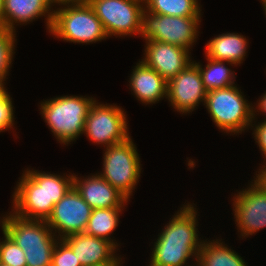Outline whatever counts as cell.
<instances>
[{"mask_svg": "<svg viewBox=\"0 0 266 266\" xmlns=\"http://www.w3.org/2000/svg\"><path fill=\"white\" fill-rule=\"evenodd\" d=\"M254 180L258 185H260L266 191V166L261 169L260 173L257 174Z\"/></svg>", "mask_w": 266, "mask_h": 266, "instance_id": "30", "label": "cell"}, {"mask_svg": "<svg viewBox=\"0 0 266 266\" xmlns=\"http://www.w3.org/2000/svg\"><path fill=\"white\" fill-rule=\"evenodd\" d=\"M58 246L55 245L51 266H82L72 249L60 239Z\"/></svg>", "mask_w": 266, "mask_h": 266, "instance_id": "27", "label": "cell"}, {"mask_svg": "<svg viewBox=\"0 0 266 266\" xmlns=\"http://www.w3.org/2000/svg\"><path fill=\"white\" fill-rule=\"evenodd\" d=\"M2 220V230L21 249L56 245L57 243L54 239L55 233H52L45 220L24 219L14 214L4 217Z\"/></svg>", "mask_w": 266, "mask_h": 266, "instance_id": "14", "label": "cell"}, {"mask_svg": "<svg viewBox=\"0 0 266 266\" xmlns=\"http://www.w3.org/2000/svg\"><path fill=\"white\" fill-rule=\"evenodd\" d=\"M0 27H4V0H0Z\"/></svg>", "mask_w": 266, "mask_h": 266, "instance_id": "33", "label": "cell"}, {"mask_svg": "<svg viewBox=\"0 0 266 266\" xmlns=\"http://www.w3.org/2000/svg\"><path fill=\"white\" fill-rule=\"evenodd\" d=\"M49 32L74 43H92L108 37L101 20L88 2L54 10Z\"/></svg>", "mask_w": 266, "mask_h": 266, "instance_id": "4", "label": "cell"}, {"mask_svg": "<svg viewBox=\"0 0 266 266\" xmlns=\"http://www.w3.org/2000/svg\"><path fill=\"white\" fill-rule=\"evenodd\" d=\"M49 0H4V27L14 31V22H28L48 13L47 26L50 31L54 12H48ZM18 21V22H17Z\"/></svg>", "mask_w": 266, "mask_h": 266, "instance_id": "18", "label": "cell"}, {"mask_svg": "<svg viewBox=\"0 0 266 266\" xmlns=\"http://www.w3.org/2000/svg\"><path fill=\"white\" fill-rule=\"evenodd\" d=\"M262 1V5L264 6V10H265V13H266V0H261Z\"/></svg>", "mask_w": 266, "mask_h": 266, "instance_id": "36", "label": "cell"}, {"mask_svg": "<svg viewBox=\"0 0 266 266\" xmlns=\"http://www.w3.org/2000/svg\"><path fill=\"white\" fill-rule=\"evenodd\" d=\"M5 240L0 242V263L7 266H26L24 251L3 231Z\"/></svg>", "mask_w": 266, "mask_h": 266, "instance_id": "24", "label": "cell"}, {"mask_svg": "<svg viewBox=\"0 0 266 266\" xmlns=\"http://www.w3.org/2000/svg\"><path fill=\"white\" fill-rule=\"evenodd\" d=\"M197 264L199 266H247L242 257L217 240L211 243L202 242L197 254Z\"/></svg>", "mask_w": 266, "mask_h": 266, "instance_id": "20", "label": "cell"}, {"mask_svg": "<svg viewBox=\"0 0 266 266\" xmlns=\"http://www.w3.org/2000/svg\"><path fill=\"white\" fill-rule=\"evenodd\" d=\"M147 9L153 14L177 16V17H200V7L197 0H145Z\"/></svg>", "mask_w": 266, "mask_h": 266, "instance_id": "22", "label": "cell"}, {"mask_svg": "<svg viewBox=\"0 0 266 266\" xmlns=\"http://www.w3.org/2000/svg\"><path fill=\"white\" fill-rule=\"evenodd\" d=\"M237 226L242 236L252 235L266 226V191L255 181L234 198Z\"/></svg>", "mask_w": 266, "mask_h": 266, "instance_id": "12", "label": "cell"}, {"mask_svg": "<svg viewBox=\"0 0 266 266\" xmlns=\"http://www.w3.org/2000/svg\"><path fill=\"white\" fill-rule=\"evenodd\" d=\"M62 240L72 249L82 266L101 265L117 260L113 253L116 246L105 239L82 232Z\"/></svg>", "mask_w": 266, "mask_h": 266, "instance_id": "15", "label": "cell"}, {"mask_svg": "<svg viewBox=\"0 0 266 266\" xmlns=\"http://www.w3.org/2000/svg\"><path fill=\"white\" fill-rule=\"evenodd\" d=\"M92 208L84 201L80 193L72 186L54 205L51 215L46 220L50 229L60 231L61 239L85 232ZM53 228V229H52ZM57 229V230H56Z\"/></svg>", "mask_w": 266, "mask_h": 266, "instance_id": "10", "label": "cell"}, {"mask_svg": "<svg viewBox=\"0 0 266 266\" xmlns=\"http://www.w3.org/2000/svg\"><path fill=\"white\" fill-rule=\"evenodd\" d=\"M120 264V259L118 258L116 261L114 262H107L101 265H95V266H119Z\"/></svg>", "mask_w": 266, "mask_h": 266, "instance_id": "34", "label": "cell"}, {"mask_svg": "<svg viewBox=\"0 0 266 266\" xmlns=\"http://www.w3.org/2000/svg\"><path fill=\"white\" fill-rule=\"evenodd\" d=\"M207 60L209 63L206 65V69H202L199 63H195L199 67L205 90L211 91L233 86V77H235L233 74L234 72H231L230 69L224 66V61L215 60L209 57H207Z\"/></svg>", "mask_w": 266, "mask_h": 266, "instance_id": "23", "label": "cell"}, {"mask_svg": "<svg viewBox=\"0 0 266 266\" xmlns=\"http://www.w3.org/2000/svg\"><path fill=\"white\" fill-rule=\"evenodd\" d=\"M246 46V38L239 34L227 33L210 40L205 49L209 58L239 64L246 54Z\"/></svg>", "mask_w": 266, "mask_h": 266, "instance_id": "19", "label": "cell"}, {"mask_svg": "<svg viewBox=\"0 0 266 266\" xmlns=\"http://www.w3.org/2000/svg\"><path fill=\"white\" fill-rule=\"evenodd\" d=\"M122 207L92 209L89 221L85 228L88 235L102 238L117 245L108 237L118 226L119 212ZM110 238V239H109Z\"/></svg>", "mask_w": 266, "mask_h": 266, "instance_id": "21", "label": "cell"}, {"mask_svg": "<svg viewBox=\"0 0 266 266\" xmlns=\"http://www.w3.org/2000/svg\"><path fill=\"white\" fill-rule=\"evenodd\" d=\"M2 82H3V79L0 78V97L6 93L5 88H4V84Z\"/></svg>", "mask_w": 266, "mask_h": 266, "instance_id": "35", "label": "cell"}, {"mask_svg": "<svg viewBox=\"0 0 266 266\" xmlns=\"http://www.w3.org/2000/svg\"><path fill=\"white\" fill-rule=\"evenodd\" d=\"M106 34H141L144 7L141 0H88Z\"/></svg>", "mask_w": 266, "mask_h": 266, "instance_id": "8", "label": "cell"}, {"mask_svg": "<svg viewBox=\"0 0 266 266\" xmlns=\"http://www.w3.org/2000/svg\"><path fill=\"white\" fill-rule=\"evenodd\" d=\"M103 165L100 176L128 199L141 172L139 154L131 138L107 147Z\"/></svg>", "mask_w": 266, "mask_h": 266, "instance_id": "6", "label": "cell"}, {"mask_svg": "<svg viewBox=\"0 0 266 266\" xmlns=\"http://www.w3.org/2000/svg\"><path fill=\"white\" fill-rule=\"evenodd\" d=\"M13 105L10 95L6 92L0 97V132L13 125Z\"/></svg>", "mask_w": 266, "mask_h": 266, "instance_id": "28", "label": "cell"}, {"mask_svg": "<svg viewBox=\"0 0 266 266\" xmlns=\"http://www.w3.org/2000/svg\"><path fill=\"white\" fill-rule=\"evenodd\" d=\"M14 32L0 27V78L5 79L11 64L14 49Z\"/></svg>", "mask_w": 266, "mask_h": 266, "instance_id": "25", "label": "cell"}, {"mask_svg": "<svg viewBox=\"0 0 266 266\" xmlns=\"http://www.w3.org/2000/svg\"><path fill=\"white\" fill-rule=\"evenodd\" d=\"M146 44V58L142 61L167 82L193 63L188 49L160 41H147Z\"/></svg>", "mask_w": 266, "mask_h": 266, "instance_id": "13", "label": "cell"}, {"mask_svg": "<svg viewBox=\"0 0 266 266\" xmlns=\"http://www.w3.org/2000/svg\"><path fill=\"white\" fill-rule=\"evenodd\" d=\"M199 19L153 14L144 9L141 35L146 41H160L189 50L197 36Z\"/></svg>", "mask_w": 266, "mask_h": 266, "instance_id": "7", "label": "cell"}, {"mask_svg": "<svg viewBox=\"0 0 266 266\" xmlns=\"http://www.w3.org/2000/svg\"><path fill=\"white\" fill-rule=\"evenodd\" d=\"M206 94L199 67L194 62L168 81L167 98L182 113L193 111L201 101L205 104Z\"/></svg>", "mask_w": 266, "mask_h": 266, "instance_id": "11", "label": "cell"}, {"mask_svg": "<svg viewBox=\"0 0 266 266\" xmlns=\"http://www.w3.org/2000/svg\"><path fill=\"white\" fill-rule=\"evenodd\" d=\"M259 110L266 113V93L263 95L261 100H259L258 106Z\"/></svg>", "mask_w": 266, "mask_h": 266, "instance_id": "32", "label": "cell"}, {"mask_svg": "<svg viewBox=\"0 0 266 266\" xmlns=\"http://www.w3.org/2000/svg\"><path fill=\"white\" fill-rule=\"evenodd\" d=\"M255 132V139L260 147V151L264 154L266 158V121L260 123L256 126Z\"/></svg>", "mask_w": 266, "mask_h": 266, "instance_id": "29", "label": "cell"}, {"mask_svg": "<svg viewBox=\"0 0 266 266\" xmlns=\"http://www.w3.org/2000/svg\"><path fill=\"white\" fill-rule=\"evenodd\" d=\"M73 186L68 178L37 171H26L14 192L15 215L24 219L47 220L54 205Z\"/></svg>", "mask_w": 266, "mask_h": 266, "instance_id": "1", "label": "cell"}, {"mask_svg": "<svg viewBox=\"0 0 266 266\" xmlns=\"http://www.w3.org/2000/svg\"><path fill=\"white\" fill-rule=\"evenodd\" d=\"M95 100L62 96L41 103L45 121L59 141L68 144L84 132L85 120Z\"/></svg>", "mask_w": 266, "mask_h": 266, "instance_id": "3", "label": "cell"}, {"mask_svg": "<svg viewBox=\"0 0 266 266\" xmlns=\"http://www.w3.org/2000/svg\"><path fill=\"white\" fill-rule=\"evenodd\" d=\"M124 111L118 106L98 105L96 100L88 111L84 132L94 143L106 147L126 141L128 133Z\"/></svg>", "mask_w": 266, "mask_h": 266, "instance_id": "9", "label": "cell"}, {"mask_svg": "<svg viewBox=\"0 0 266 266\" xmlns=\"http://www.w3.org/2000/svg\"><path fill=\"white\" fill-rule=\"evenodd\" d=\"M196 213L191 204L177 212L155 242L150 266H183L194 254L197 259L202 242L198 241Z\"/></svg>", "mask_w": 266, "mask_h": 266, "instance_id": "2", "label": "cell"}, {"mask_svg": "<svg viewBox=\"0 0 266 266\" xmlns=\"http://www.w3.org/2000/svg\"><path fill=\"white\" fill-rule=\"evenodd\" d=\"M130 80L131 89L144 103H155L160 98H167L168 82L143 61L135 66Z\"/></svg>", "mask_w": 266, "mask_h": 266, "instance_id": "17", "label": "cell"}, {"mask_svg": "<svg viewBox=\"0 0 266 266\" xmlns=\"http://www.w3.org/2000/svg\"><path fill=\"white\" fill-rule=\"evenodd\" d=\"M87 1L88 0H49V2H50V5L52 4V3H59V5H60V3H61V5L63 4V5H66L67 6V4L70 6H72V5H81V4H84V3H87ZM71 3V4H70Z\"/></svg>", "mask_w": 266, "mask_h": 266, "instance_id": "31", "label": "cell"}, {"mask_svg": "<svg viewBox=\"0 0 266 266\" xmlns=\"http://www.w3.org/2000/svg\"><path fill=\"white\" fill-rule=\"evenodd\" d=\"M73 186L92 209L123 207L128 200L100 175L83 181L73 175Z\"/></svg>", "mask_w": 266, "mask_h": 266, "instance_id": "16", "label": "cell"}, {"mask_svg": "<svg viewBox=\"0 0 266 266\" xmlns=\"http://www.w3.org/2000/svg\"><path fill=\"white\" fill-rule=\"evenodd\" d=\"M236 86L207 91L205 105L219 129L239 133L251 125L253 109Z\"/></svg>", "mask_w": 266, "mask_h": 266, "instance_id": "5", "label": "cell"}, {"mask_svg": "<svg viewBox=\"0 0 266 266\" xmlns=\"http://www.w3.org/2000/svg\"><path fill=\"white\" fill-rule=\"evenodd\" d=\"M55 245L23 248L26 256V266H51Z\"/></svg>", "mask_w": 266, "mask_h": 266, "instance_id": "26", "label": "cell"}]
</instances>
